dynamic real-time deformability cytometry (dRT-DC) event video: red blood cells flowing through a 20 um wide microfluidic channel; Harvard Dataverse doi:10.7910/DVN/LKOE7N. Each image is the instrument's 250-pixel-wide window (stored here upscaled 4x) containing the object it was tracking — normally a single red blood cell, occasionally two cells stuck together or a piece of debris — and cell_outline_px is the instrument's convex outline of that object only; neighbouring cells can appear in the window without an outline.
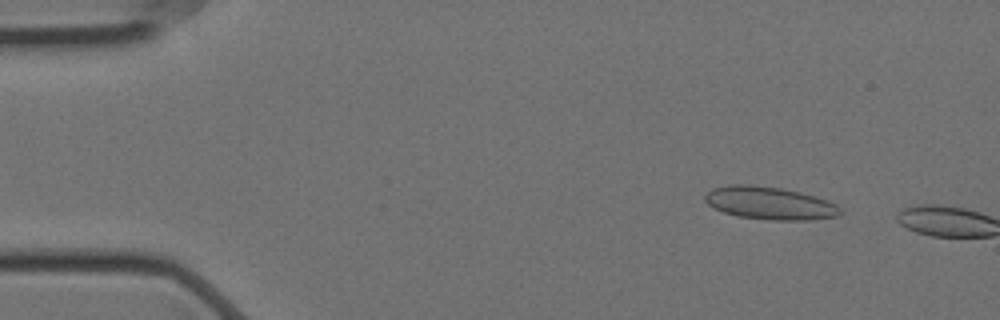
{"species": "Egyptian fruit bat (a non-hibernating species)", "species_latin": "Rousettus aegyptiacus", "temperature_condition": "cold", "stored_images_in_passage": 8, "camera_frame_rate_fps": 3000, "um_per_image_px": 0.085, "animal": {"sex": "female"}, "frame": {"image": 1, "passage_image": 6, "time_ms": 1.667, "image_size_px": [1000, 320], "cell_outline_px": [[844, 212], [840, 216], [808, 220], [768, 220], [736, 216], [724, 212], [708, 204], [704, 200], [704, 196], [712, 188], [728, 184], [748, 184], [780, 188], [800, 192], [816, 196], [828, 200], [836, 204]], "centroid_in_image_um": [65.45, 17.27], "position_along_channel_um": 19.5, "area_um2": 26.07}}